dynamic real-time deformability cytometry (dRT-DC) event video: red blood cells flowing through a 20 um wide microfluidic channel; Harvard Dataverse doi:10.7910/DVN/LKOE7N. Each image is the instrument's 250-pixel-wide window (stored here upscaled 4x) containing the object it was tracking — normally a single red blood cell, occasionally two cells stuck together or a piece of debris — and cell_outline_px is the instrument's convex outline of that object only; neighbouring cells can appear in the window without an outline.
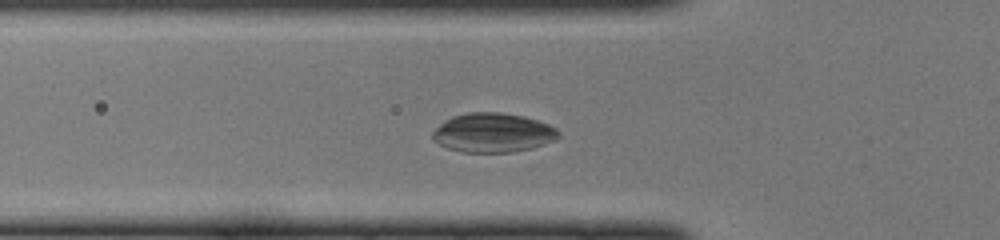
{"species": "common noctule bat (a hibernating species)", "species_latin": "Nyctalus noctula", "temperature_condition": "cold", "stored_images_in_passage": 36, "camera_frame_rate_fps": 3000, "um_per_image_px": 0.085, "animal": {"sex": "female", "body_mass_g": 22.0, "forearm_length_mm": 56.7}, "frame": {"image": 1, "passage_image": 10, "time_ms": 3.0, "image_size_px": [1000, 240], "cell_outline_px": [[560, 136], [556, 140], [532, 148], [512, 152], [464, 152], [448, 148], [432, 140], [432, 132], [444, 120], [452, 116], [468, 112], [500, 112], [524, 116], [548, 124], [556, 128], [560, 132]], "centroid_in_image_um": [41.91, 11.27], "position_along_channel_um": 83.9, "area_um2": 28.9}}
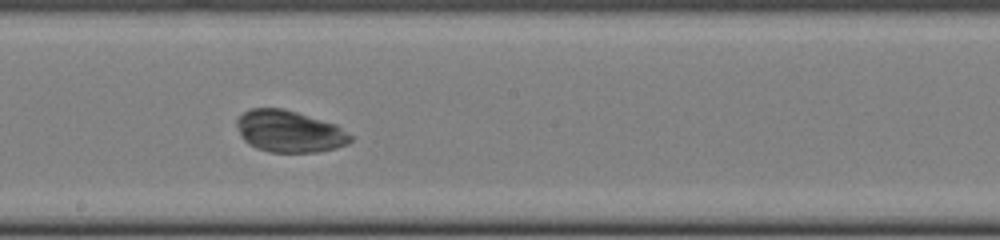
{"frame": {"image": 2, "passage_image": 20, "time_ms": 6.333, "image_size_px": [1000, 240], "cell_outline_px": [[352, 140], [348, 144], [336, 148], [316, 152], [268, 152], [256, 148], [248, 144], [240, 136], [236, 124], [236, 120], [248, 108], [284, 108], [336, 124], [352, 136]], "centroid_in_image_um": [24.58, 11.17], "position_along_channel_um": 223.6, "area_um2": 27.86}}
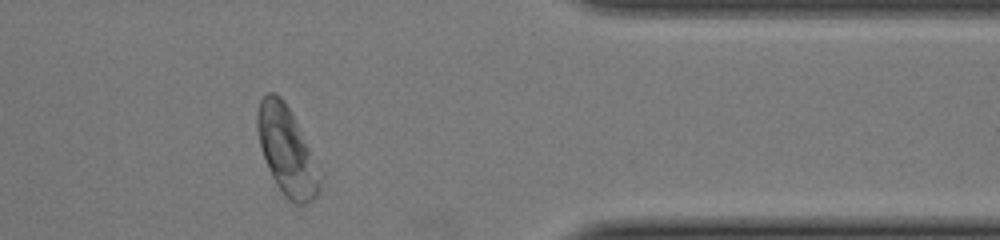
{"frame": {"image": 3, "passage_image": 33, "time_ms": 10.667, "image_size_px": [1000, 240], "cell_outline_px": [[320, 188], [316, 196], [312, 200], [304, 204], [296, 204], [284, 196], [276, 184], [268, 168], [260, 144], [256, 128], [256, 112], [260, 100], [268, 92], [276, 92], [284, 100], [308, 148], [320, 184]], "centroid_in_image_um": [24.29, 12.8], "position_along_channel_um": 387.1, "area_um2": 30.81}}